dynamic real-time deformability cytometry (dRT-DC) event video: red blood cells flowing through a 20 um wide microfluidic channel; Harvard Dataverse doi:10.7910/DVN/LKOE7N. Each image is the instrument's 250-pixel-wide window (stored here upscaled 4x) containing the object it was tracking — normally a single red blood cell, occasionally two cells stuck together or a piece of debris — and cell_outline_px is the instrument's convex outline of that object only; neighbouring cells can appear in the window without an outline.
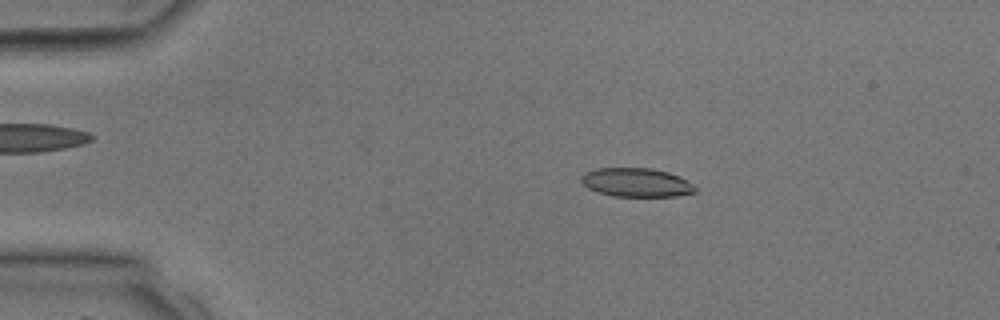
{"species": "common noctule bat (a hibernating species)", "species_latin": "Nyctalus noctula", "temperature_condition": "room temperature", "stored_images_in_passage": 38, "camera_frame_rate_fps": 3000, "um_per_image_px": 0.085, "animal": {"sex": "male", "body_mass_g": 17.9, "forearm_length_mm": 54.2}, "frame": {"image": 1, "passage_image": 7, "time_ms": 2.0, "image_size_px": [1000, 320], "cell_outline_px": [[696, 192], [676, 196], [612, 196], [588, 188], [580, 180], [580, 176], [584, 172], [596, 168], [652, 168], [668, 172], [680, 176], [692, 184], [696, 188]], "centroid_in_image_um": [54.08, 15.5], "position_along_channel_um": 30.9, "area_um2": 19.13}}
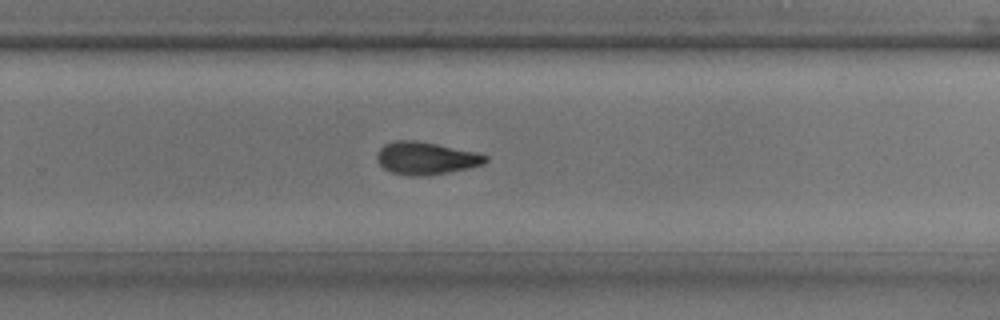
{"frame": {"image": 2, "passage_image": 25, "time_ms": 8.0, "image_size_px": [1000, 320], "cell_outline_px": [[488, 160], [484, 164], [468, 168], [448, 172], [420, 176], [392, 172], [384, 168], [380, 164], [376, 156], [376, 152], [384, 144], [396, 140], [416, 140], [476, 152], [488, 156]], "centroid_in_image_um": [36.2, 13.43], "position_along_channel_um": 293.6, "area_um2": 20.35}}
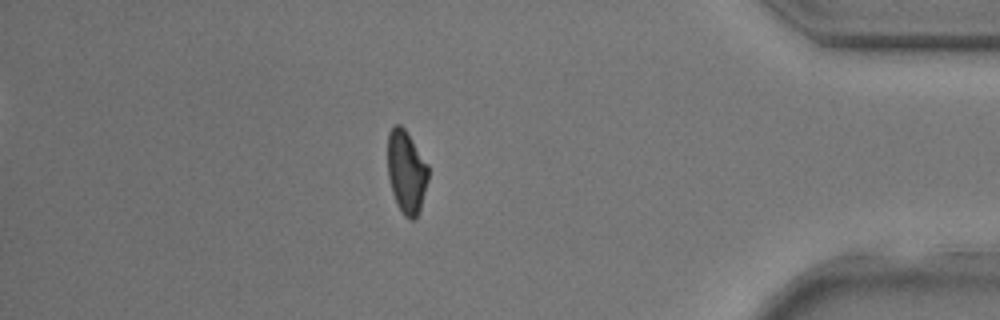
{"frame": {"image": 3, "passage_image": 33, "time_ms": 10.667, "image_size_px": [1000, 320], "cell_outline_px": [[428, 180], [420, 208], [416, 220], [408, 220], [404, 216], [396, 204], [392, 192], [388, 176], [388, 132], [396, 124], [400, 124], [404, 128], [428, 164]], "centroid_in_image_um": [34.54, 14.64], "position_along_channel_um": 400.7, "area_um2": 19.65}}